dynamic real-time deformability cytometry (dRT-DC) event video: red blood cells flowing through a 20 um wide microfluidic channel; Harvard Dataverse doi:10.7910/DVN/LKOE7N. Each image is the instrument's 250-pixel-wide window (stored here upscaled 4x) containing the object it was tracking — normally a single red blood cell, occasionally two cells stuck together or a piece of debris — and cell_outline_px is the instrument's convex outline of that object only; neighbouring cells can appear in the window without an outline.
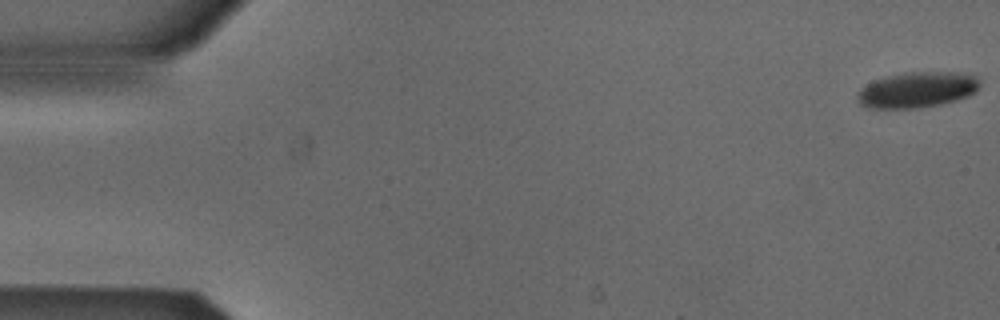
{"species": "Egyptian fruit bat (a non-hibernating species)", "species_latin": "Rousettus aegyptiacus", "temperature_condition": "cold", "stored_images_in_passage": 44, "camera_frame_rate_fps": 3000, "um_per_image_px": 0.085, "animal": {"sex": "male"}, "frame": {"image": 1, "passage_image": 1, "time_ms": 0.0, "image_size_px": [1000, 320], "cell_outline_px": [[980, 84], [976, 92], [968, 96], [956, 100], [940, 104], [912, 108], [868, 108], [860, 104], [856, 96], [872, 80], [904, 72], [956, 72], [980, 76]], "centroid_in_image_um": [78.01, 7.62], "position_along_channel_um": 7.0, "area_um2": 25.43}}
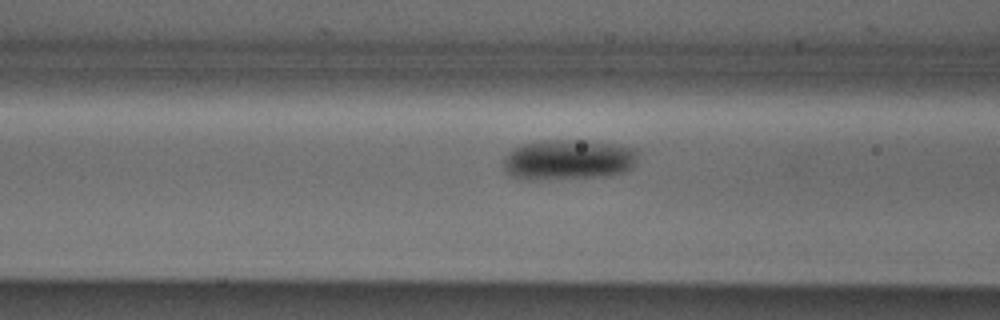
{"frame": {"image": 2, "passage_image": 21, "time_ms": 6.667, "image_size_px": [1000, 320], "cell_outline_px": [[636, 160], [632, 168], [624, 172], [604, 176], [548, 180], [520, 180], [512, 176], [504, 168], [504, 156], [508, 152], [524, 144], [540, 140], [584, 140], [612, 144], [636, 148]], "centroid_in_image_um": [48.28, 13.59], "position_along_channel_um": 118.3, "area_um2": 31.85}}
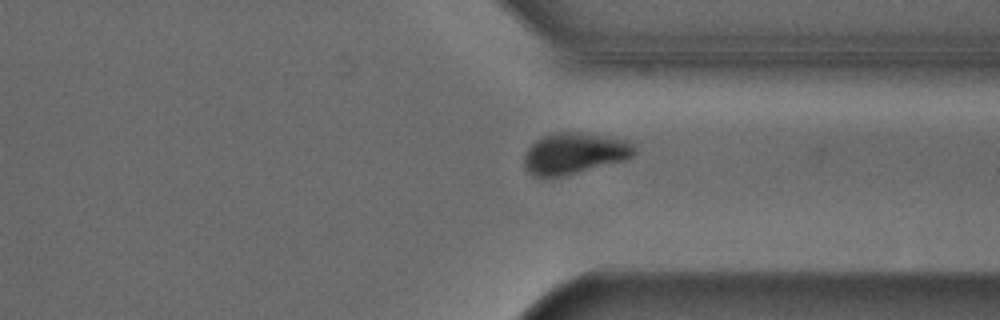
{"frame": {"image": 3, "passage_image": 40, "time_ms": 13.0, "image_size_px": [1000, 320], "cell_outline_px": [[636, 152], [628, 160], [560, 176], [532, 176], [524, 168], [524, 156], [528, 148], [536, 140], [552, 132], [580, 132], [632, 140]], "centroid_in_image_um": [48.86, 13.02], "position_along_channel_um": 362.5, "area_um2": 26.65}, "authors_computed_cell_mechanics": {"area_um2": 28.5243, "velocity_mm_per_s": 3.8648, "shape_relaxation_time_tau1_ms": 4.5771, "shape_relaxation_time_tau2_ms": null, "deformation_change_tau1": 0.1114, "deformation_change_tau2": null}}